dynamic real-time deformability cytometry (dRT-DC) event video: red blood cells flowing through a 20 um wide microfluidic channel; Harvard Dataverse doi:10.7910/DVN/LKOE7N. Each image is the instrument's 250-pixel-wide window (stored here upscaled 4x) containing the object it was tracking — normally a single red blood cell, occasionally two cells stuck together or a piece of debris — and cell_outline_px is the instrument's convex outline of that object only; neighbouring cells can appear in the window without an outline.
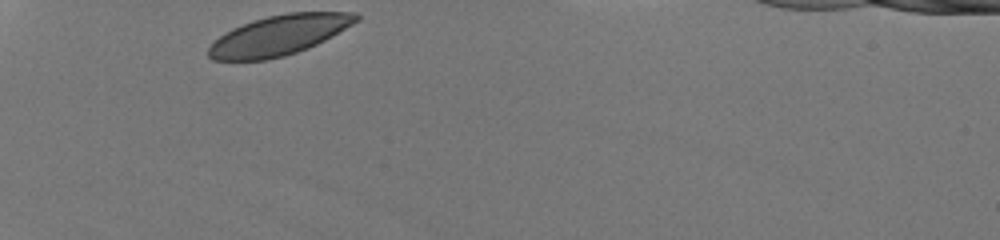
{"species": "human", "species_latin": "Homo sapiens", "temperature_condition": "room temperature", "stored_images_in_passage": 42, "segment_of_instrument_passage": [1, 2], "camera_frame_rate_fps": 3000, "um_per_image_px": 0.085, "donor": {"sex": "male"}, "frame": {"image": 1, "passage_image": 1, "time_ms": 0.0, "image_size_px": [1000, 240], "cell_outline_px": [[360, 20], [332, 36], [308, 48], [284, 56], [268, 60], [212, 60], [208, 56], [208, 48], [224, 32], [232, 28], [252, 20], [268, 16], [288, 12], [356, 12], [360, 16]], "centroid_in_image_um": [23.72, 2.99], "position_along_channel_um": 61.3, "area_um2": 34.39}}
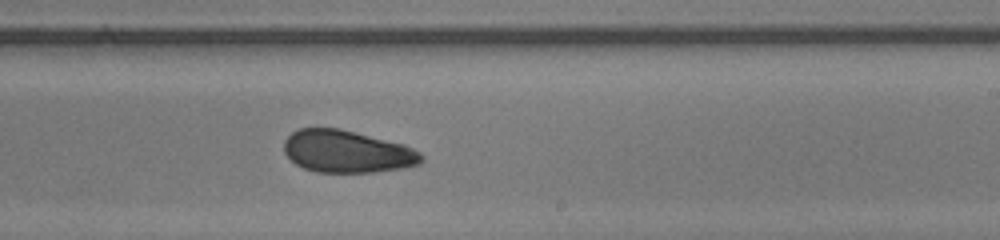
{"frame": {"image": 2, "passage_image": 19, "time_ms": 6.0, "image_size_px": [1000, 240], "cell_outline_px": [[424, 160], [420, 164], [404, 168], [372, 172], [316, 172], [304, 168], [296, 164], [284, 152], [284, 140], [292, 132], [300, 128], [340, 128], [404, 144], [420, 152], [424, 156]], "centroid_in_image_um": [29.52, 12.88], "position_along_channel_um": 259.5, "area_um2": 33.99}}
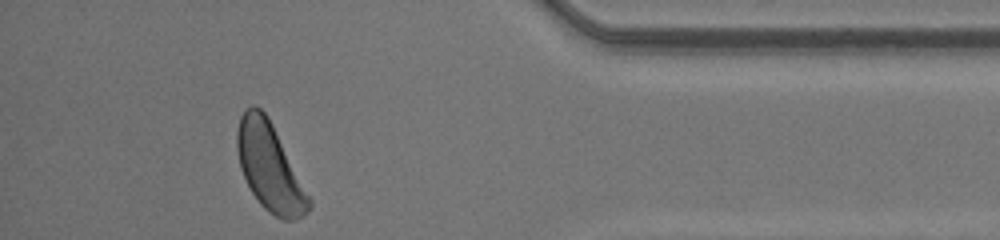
{"frame": {"image": 3, "passage_image": 36, "time_ms": 11.667, "image_size_px": [1000, 240], "cell_outline_px": [[312, 208], [308, 212], [296, 220], [284, 220], [276, 216], [264, 208], [260, 204], [252, 192], [240, 168], [236, 148], [236, 132], [240, 116], [252, 104], [256, 104], [268, 116], [312, 200]], "centroid_in_image_um": [22.93, 14.2], "position_along_channel_um": 412.3, "area_um2": 36.53}}